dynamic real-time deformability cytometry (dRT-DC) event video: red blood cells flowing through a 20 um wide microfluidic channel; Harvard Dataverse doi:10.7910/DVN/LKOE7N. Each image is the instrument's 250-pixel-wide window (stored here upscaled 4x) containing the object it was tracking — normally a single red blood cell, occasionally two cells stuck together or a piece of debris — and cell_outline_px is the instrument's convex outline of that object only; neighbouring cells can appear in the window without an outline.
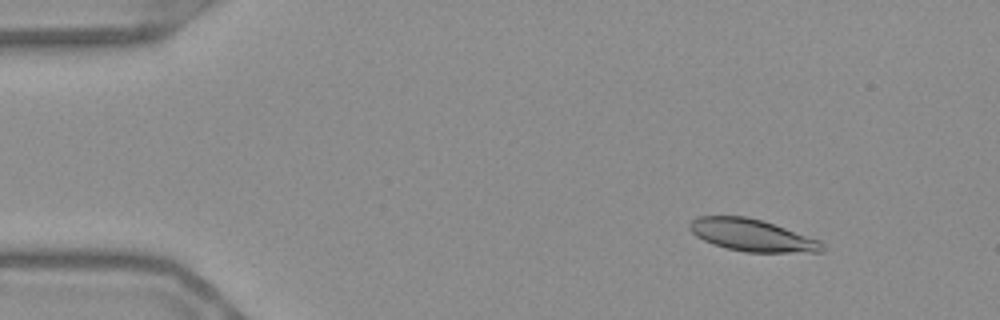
{"species": "Egyptian fruit bat (a non-hibernating species)", "species_latin": "Rousettus aegyptiacus", "temperature_condition": "warm", "stored_images_in_passage": 55, "camera_frame_rate_fps": 3000, "um_per_image_px": 0.085, "frame": {"image": 1, "passage_image": 6, "time_ms": 1.667, "image_size_px": [1000, 320], "cell_outline_px": [[824, 252], [744, 252], [712, 244], [696, 236], [688, 228], [688, 224], [692, 220], [700, 216], [748, 216], [820, 240], [824, 244]], "centroid_in_image_um": [63.91, 20.0], "position_along_channel_um": 21.1, "area_um2": 24.62}}
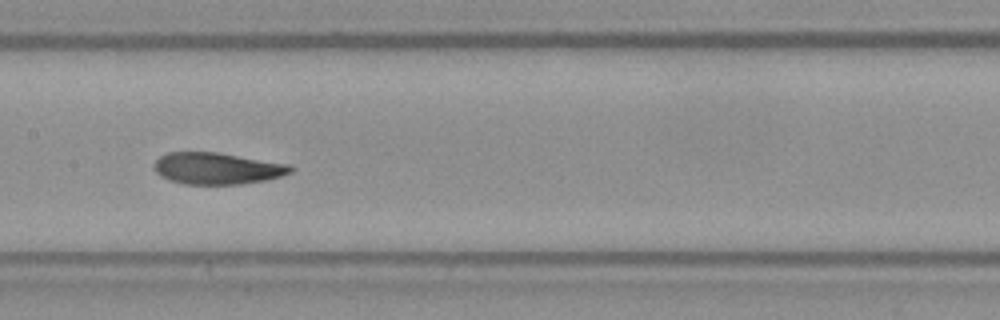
{"frame": {"image": 2, "passage_image": 27, "time_ms": 8.667, "image_size_px": [1000, 320], "cell_outline_px": [[296, 168], [292, 172], [280, 176], [264, 180], [240, 184], [184, 184], [168, 180], [160, 176], [152, 168], [152, 164], [160, 156], [168, 152], [220, 152], [292, 164]], "centroid_in_image_um": [18.46, 14.3], "position_along_channel_um": 188.9, "area_um2": 25.61}}
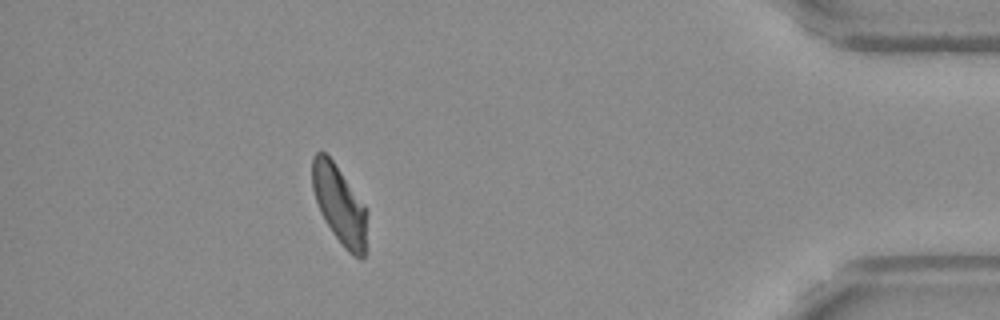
{"frame": {"image": 3, "passage_image": 49, "time_ms": 16.0, "image_size_px": [1000, 320], "cell_outline_px": [[368, 212], [364, 256], [352, 256], [344, 248], [332, 232], [320, 212], [312, 188], [312, 156], [316, 152], [324, 152], [332, 160], [364, 204]], "centroid_in_image_um": [28.85, 17.4], "position_along_channel_um": 406.3, "area_um2": 24.8}, "authors_computed_cell_mechanics": {"area_um2": 25.721, "velocity_mm_per_s": 3.6563, "shape_relaxation_time_tau1_ms": 5.9398, "shape_relaxation_time_tau2_ms": 2.1052, "deformation_change_tau1": 0.1852, "deformation_change_tau2": 0.0636}}